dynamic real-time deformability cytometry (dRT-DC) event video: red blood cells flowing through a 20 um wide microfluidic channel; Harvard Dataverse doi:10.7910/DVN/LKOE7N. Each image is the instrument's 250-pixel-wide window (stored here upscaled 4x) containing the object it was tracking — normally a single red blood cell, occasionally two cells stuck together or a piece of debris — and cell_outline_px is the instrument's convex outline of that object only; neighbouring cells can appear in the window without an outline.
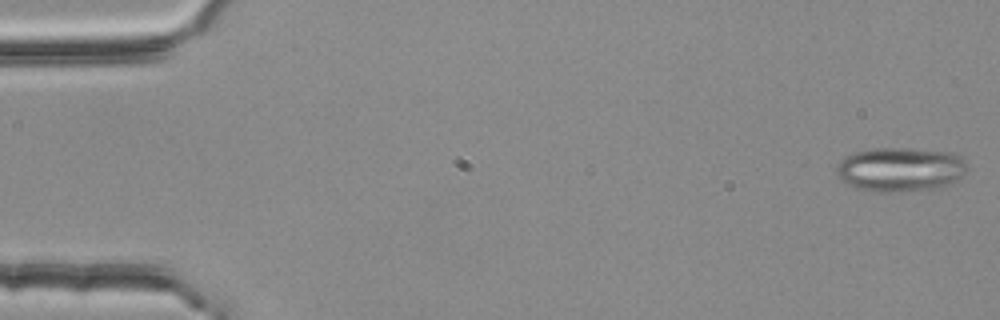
{"species": "common noctule bat (a hibernating species)", "species_latin": "Nyctalus noctula", "temperature_condition": "room temperature", "stored_images_in_passage": 54, "segment_of_instrument_passage": [1, 2], "camera_frame_rate_fps": 3000, "um_per_image_px": 0.085, "animal": {"sex": "female", "body_mass_g": 25.1}, "frame": {"image": 1, "passage_image": 1, "time_ms": 0.0, "image_size_px": [1000, 320], "cell_outline_px": [[968, 168], [960, 176], [948, 184], [940, 188], [888, 192], [872, 192], [856, 188], [840, 180], [836, 172], [836, 164], [840, 160], [852, 152], [872, 148], [908, 148], [952, 152], [964, 156]], "centroid_in_image_um": [76.5, 14.38], "position_along_channel_um": 8.5, "area_um2": 34.1}}